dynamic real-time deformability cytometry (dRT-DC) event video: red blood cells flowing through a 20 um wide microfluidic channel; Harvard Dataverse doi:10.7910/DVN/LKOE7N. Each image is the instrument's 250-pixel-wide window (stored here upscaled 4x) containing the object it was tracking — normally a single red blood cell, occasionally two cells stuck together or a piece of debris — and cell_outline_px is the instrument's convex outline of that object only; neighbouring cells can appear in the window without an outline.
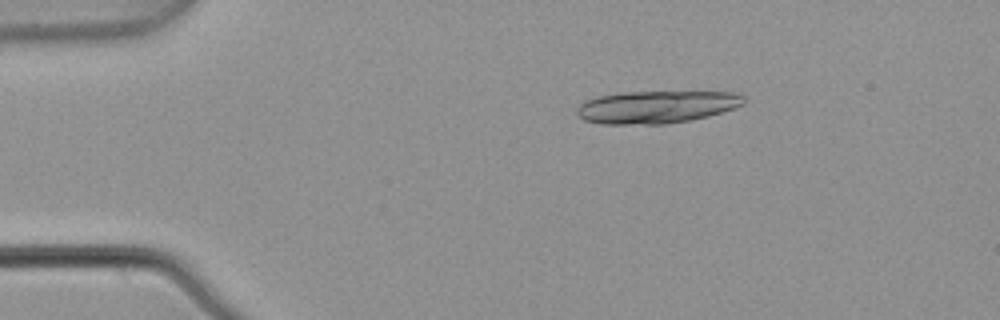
{"species": "common noctule bat (a hibernating species)", "species_latin": "Nyctalus noctula", "temperature_condition": "warm", "stored_images_in_passage": 4, "camera_frame_rate_fps": 3000, "um_per_image_px": 0.085, "animal": {"sex": "male", "body_mass_g": 21.5, "forearm_length_mm": 52.0}, "frame": {"image": 1, "passage_image": 3, "time_ms": 0.667, "image_size_px": [1000, 320], "cell_outline_px": [[744, 104], [708, 116], [692, 120], [664, 124], [600, 124], [584, 120], [576, 116], [576, 108], [584, 100], [600, 96], [620, 92], [732, 92], [744, 96]], "centroid_in_image_um": [55.73, 9.1], "position_along_channel_um": 29.3, "area_um2": 31.67}}